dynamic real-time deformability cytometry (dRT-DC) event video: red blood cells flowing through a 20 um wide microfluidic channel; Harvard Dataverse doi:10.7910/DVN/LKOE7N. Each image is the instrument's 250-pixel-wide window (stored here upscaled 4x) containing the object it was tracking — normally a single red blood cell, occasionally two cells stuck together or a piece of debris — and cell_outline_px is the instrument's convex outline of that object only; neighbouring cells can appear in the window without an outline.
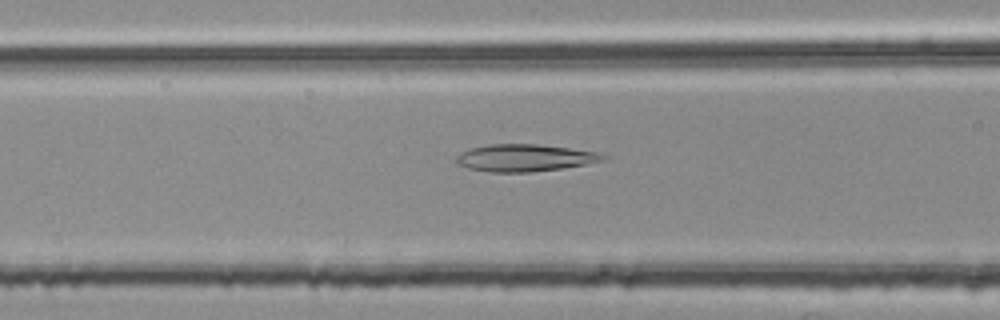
{"species": "common noctule bat (a hibernating species)", "species_latin": "Nyctalus noctula", "temperature_condition": "room temperature", "stored_images_in_passage": 39, "camera_frame_rate_fps": 3000, "um_per_image_px": 0.085, "animal": {"sex": "female", "body_mass_g": 25.1}, "frame": {"image": 1, "passage_image": 9, "time_ms": 2.667, "image_size_px": [1000, 320], "cell_outline_px": [[608, 156], [604, 160], [584, 164], [560, 168], [532, 172], [488, 172], [468, 168], [456, 164], [456, 156], [460, 152], [472, 148], [488, 144], [536, 144], [568, 148], [596, 152]], "centroid_in_image_um": [44.54, 13.42], "position_along_channel_um": 122.1, "area_um2": 23.06}}
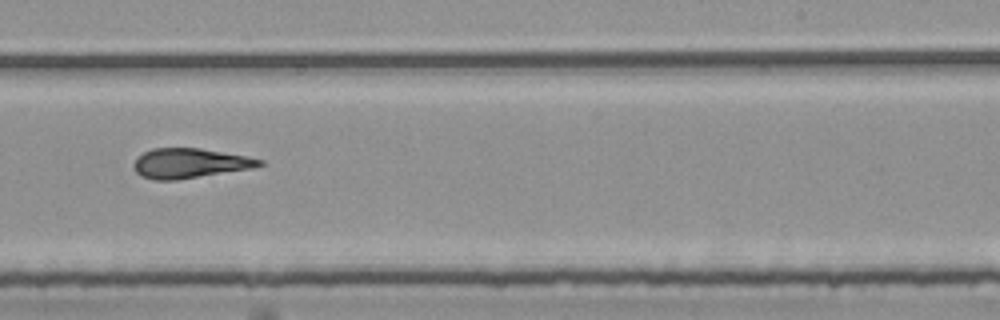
{"frame": {"image": 2, "passage_image": 21, "time_ms": 6.667, "image_size_px": [1000, 320], "cell_outline_px": [[264, 164], [252, 168], [176, 180], [156, 180], [144, 176], [136, 172], [136, 156], [152, 148], [200, 148], [244, 156], [264, 160]], "centroid_in_image_um": [16.13, 13.87], "position_along_channel_um": 272.9, "area_um2": 21.39}}
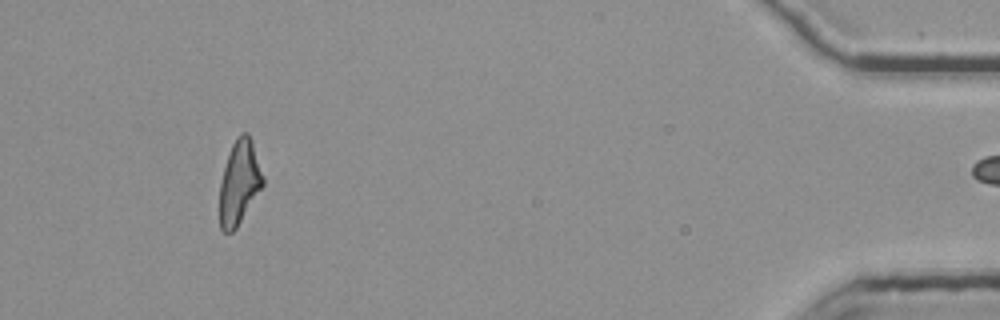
{"frame": {"image": 3, "passage_image": 38, "time_ms": 12.333, "image_size_px": [1000, 320], "cell_outline_px": [[264, 184], [236, 228], [232, 232], [224, 232], [220, 228], [220, 184], [224, 168], [232, 144], [236, 136], [240, 132], [248, 132], [264, 176]], "centroid_in_image_um": [20.34, 15.49], "position_along_channel_um": 414.9, "area_um2": 20.92}}